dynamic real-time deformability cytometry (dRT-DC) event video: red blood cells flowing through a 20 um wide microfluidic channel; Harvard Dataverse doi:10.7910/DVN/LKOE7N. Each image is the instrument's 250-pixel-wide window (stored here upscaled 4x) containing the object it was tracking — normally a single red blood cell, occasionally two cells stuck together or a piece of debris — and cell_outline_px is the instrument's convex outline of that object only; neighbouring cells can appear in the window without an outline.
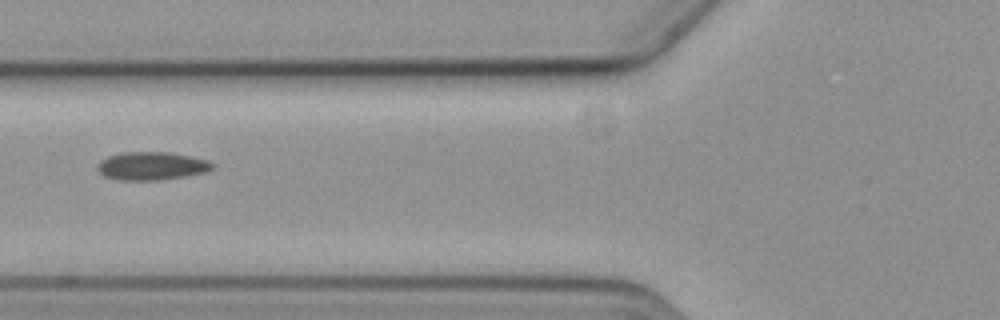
{"species": "common noctule bat (a hibernating species)", "species_latin": "Nyctalus noctula", "temperature_condition": "cold", "stored_images_in_passage": 3, "camera_frame_rate_fps": 3000, "um_per_image_px": 0.085, "animal": {"sex": "female", "body_mass_g": 19.3, "forearm_length_mm": 54.1}, "frame": {"image": 1, "passage_image": 2, "time_ms": 2.0, "image_size_px": [1000, 320], "cell_outline_px": [[216, 168], [208, 172], [160, 180], [116, 180], [104, 176], [96, 168], [96, 164], [100, 160], [108, 156], [120, 152], [168, 152], [208, 160], [216, 164]], "centroid_in_image_um": [12.89, 14.11], "position_along_channel_um": 112.9, "area_um2": 19.13}}